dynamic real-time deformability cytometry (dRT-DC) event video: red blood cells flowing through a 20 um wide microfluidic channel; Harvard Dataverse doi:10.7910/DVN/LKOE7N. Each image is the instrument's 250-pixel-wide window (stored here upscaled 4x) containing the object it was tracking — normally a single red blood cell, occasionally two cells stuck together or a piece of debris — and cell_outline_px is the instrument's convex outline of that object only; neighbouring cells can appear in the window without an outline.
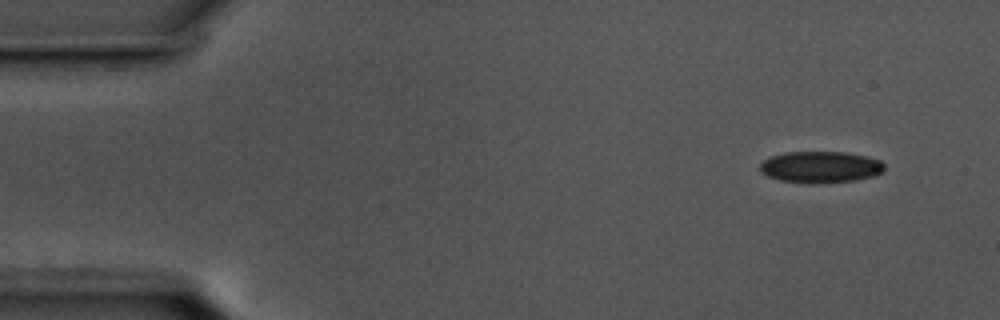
{"species": "common noctule bat (a hibernating species)", "species_latin": "Nyctalus noctula", "temperature_condition": "cold", "stored_images_in_passage": 52, "camera_frame_rate_fps": 3000, "um_per_image_px": 0.085, "animal": {"sex": "male", "body_mass_g": 17.5, "forearm_length_mm": 52.3}, "frame": {"image": 1, "passage_image": 1, "time_ms": 0.0, "image_size_px": [1000, 320], "cell_outline_px": [[884, 168], [880, 172], [872, 176], [856, 180], [812, 184], [808, 184], [780, 180], [768, 176], [760, 172], [760, 164], [768, 156], [784, 152], [844, 152], [864, 156], [880, 160], [884, 164]], "centroid_in_image_um": [69.68, 14.2], "position_along_channel_um": 15.3, "area_um2": 22.89}}
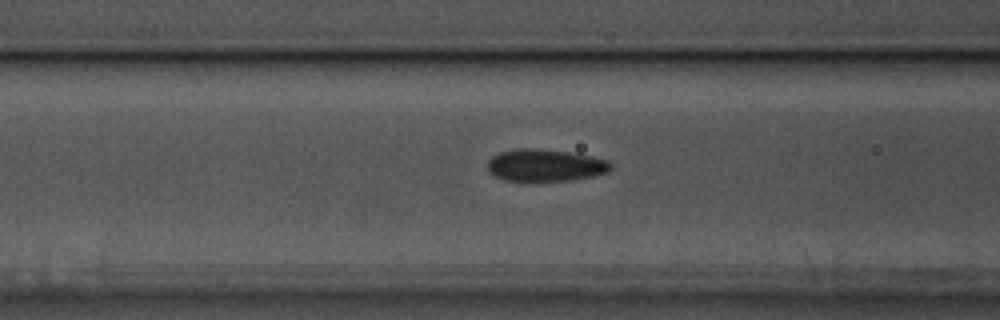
{"frame": {"image": 2, "passage_image": 18, "time_ms": 5.667, "image_size_px": [1000, 320], "cell_outline_px": [[612, 168], [608, 172], [592, 176], [572, 180], [536, 184], [524, 184], [504, 180], [492, 176], [488, 172], [488, 160], [492, 156], [500, 152], [516, 148], [536, 148], [568, 152], [592, 156], [608, 160], [612, 164]], "centroid_in_image_um": [46.29, 14.1], "position_along_channel_um": 120.3, "area_um2": 24.28}}
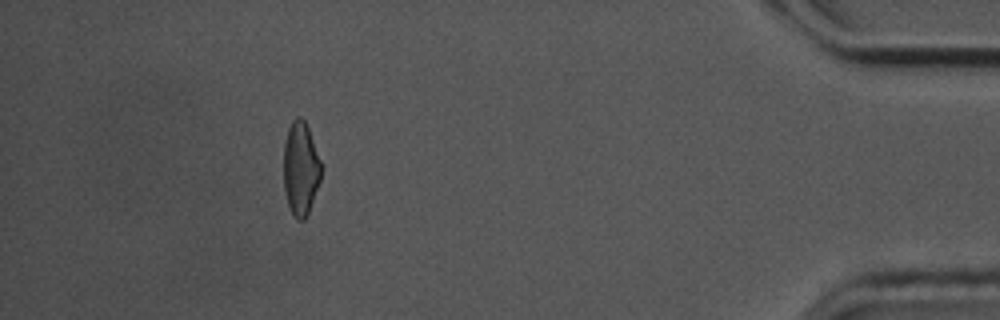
{"frame": {"image": 3, "passage_image": 47, "time_ms": 15.333, "image_size_px": [1000, 320], "cell_outline_px": [[320, 180], [308, 212], [304, 220], [296, 220], [288, 204], [284, 188], [284, 144], [288, 128], [292, 120], [296, 116], [300, 116], [304, 120], [308, 128], [320, 160]], "centroid_in_image_um": [25.53, 14.31], "position_along_channel_um": 409.7, "area_um2": 20.11}, "authors_computed_cell_mechanics": {"area_um2": 22.3686, "velocity_mm_per_s": 3.5944, "shape_relaxation_time_tau1_ms": 3.8938, "shape_relaxation_time_tau2_ms": 2.5297, "deformation_change_tau1": 0.0941, "deformation_change_tau2": 0.1038}}